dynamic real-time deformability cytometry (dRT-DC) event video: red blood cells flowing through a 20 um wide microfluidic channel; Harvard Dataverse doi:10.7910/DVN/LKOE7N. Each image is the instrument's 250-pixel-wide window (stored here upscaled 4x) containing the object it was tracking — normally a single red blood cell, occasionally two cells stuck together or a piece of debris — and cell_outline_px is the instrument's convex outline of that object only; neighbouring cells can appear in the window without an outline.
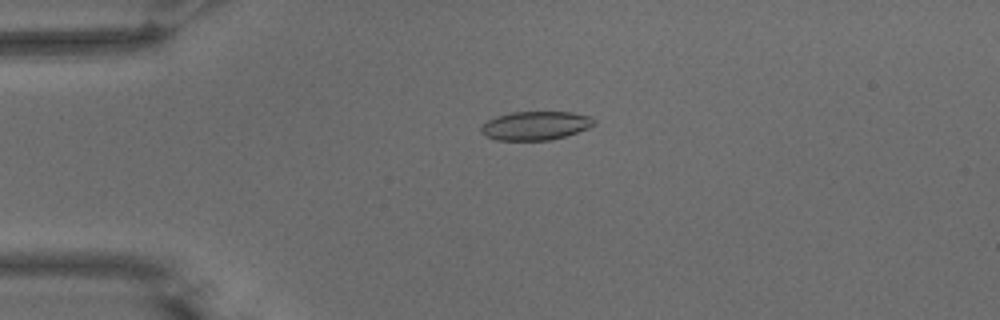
{"species": "common noctule bat (a hibernating species)", "species_latin": "Nyctalus noctula", "temperature_condition": "warm", "stored_images_in_passage": 11, "camera_frame_rate_fps": 3000, "um_per_image_px": 0.085, "animal": {"sex": "male", "body_mass_g": 15.6}, "frame": {"image": 1, "passage_image": 4, "time_ms": 1.0, "image_size_px": [1000, 320], "cell_outline_px": [[596, 124], [588, 128], [552, 140], [496, 140], [480, 132], [480, 128], [488, 120], [496, 116], [512, 112], [572, 112], [588, 116], [596, 120]], "centroid_in_image_um": [45.52, 10.68], "position_along_channel_um": 39.5, "area_um2": 18.79}}
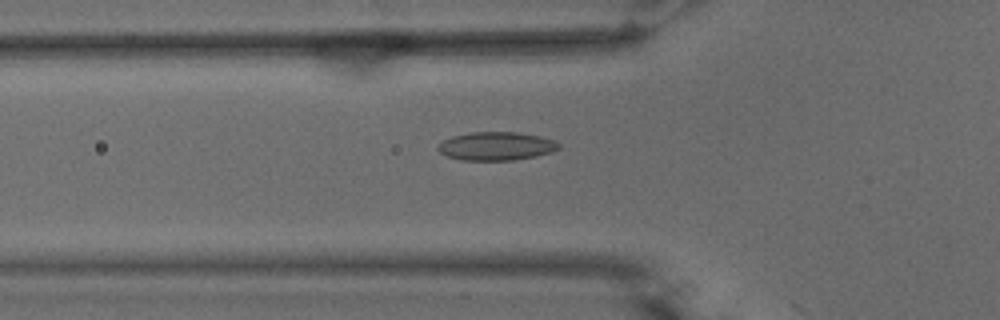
{"frame": {"image": 2, "passage_image": 10, "time_ms": 3.0, "image_size_px": [1000, 320], "cell_outline_px": [[560, 148], [552, 152], [536, 156], [512, 160], [464, 160], [448, 156], [440, 152], [436, 148], [444, 140], [452, 136], [472, 132], [516, 132], [536, 136], [552, 140], [560, 144]], "centroid_in_image_um": [42.18, 12.42], "position_along_channel_um": 83.6, "area_um2": 19.71}}